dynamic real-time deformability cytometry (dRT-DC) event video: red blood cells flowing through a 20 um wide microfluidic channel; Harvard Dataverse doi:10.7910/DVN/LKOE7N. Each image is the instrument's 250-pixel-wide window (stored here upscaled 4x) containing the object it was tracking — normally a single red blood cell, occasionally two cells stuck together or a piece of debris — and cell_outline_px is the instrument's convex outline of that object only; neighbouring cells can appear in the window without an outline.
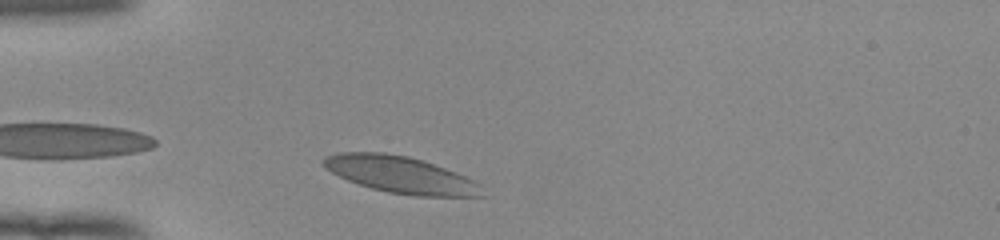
{"species": "human", "species_latin": "Homo sapiens", "temperature_condition": "room temperature", "stored_images_in_passage": 32, "camera_frame_rate_fps": 3000, "um_per_image_px": 0.085, "donor": {"sex": "female"}, "frame": {"image": 1, "passage_image": 3, "time_ms": 0.667, "image_size_px": [1000, 240], "cell_outline_px": [[484, 196], [416, 196], [388, 192], [372, 188], [348, 180], [324, 168], [320, 164], [320, 160], [324, 156], [336, 152], [384, 152], [408, 156], [456, 172], [480, 184]], "centroid_in_image_um": [33.98, 14.84], "position_along_channel_um": 51.0, "area_um2": 33.81}}
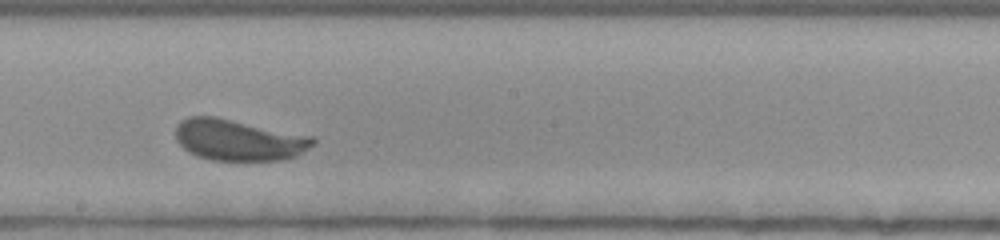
{"frame": {"image": 2, "passage_image": 18, "time_ms": 5.667, "image_size_px": [1000, 240], "cell_outline_px": [[316, 144], [296, 156], [280, 160], [208, 160], [196, 156], [188, 152], [176, 140], [176, 124], [180, 120], [188, 116], [216, 116], [312, 136], [316, 140]], "centroid_in_image_um": [20.26, 11.89], "position_along_channel_um": 227.9, "area_um2": 33.23}}
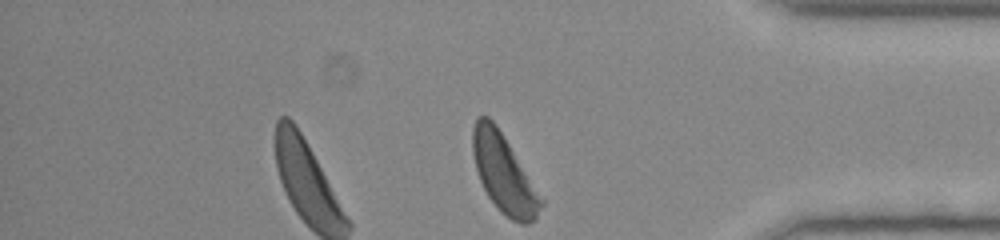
{"frame": {"image": 3, "passage_image": 32, "time_ms": 10.333, "image_size_px": [1000, 240], "cell_outline_px": [[544, 204], [536, 220], [528, 224], [520, 224], [512, 220], [488, 196], [480, 180], [476, 168], [472, 152], [472, 128], [476, 116], [488, 116], [496, 124], [504, 136], [544, 200]], "centroid_in_image_um": [42.83, 14.74], "position_along_channel_um": 392.4, "area_um2": 30.87}, "authors_computed_cell_mechanics": {"area_um2": 32.9171, "velocity_mm_per_s": 3.9073, "shape_relaxation_time_tau1_ms": 2.3166, "shape_relaxation_time_tau2_ms": null, "deformation_change_tau1": 0.0977, "deformation_change_tau2": null}}